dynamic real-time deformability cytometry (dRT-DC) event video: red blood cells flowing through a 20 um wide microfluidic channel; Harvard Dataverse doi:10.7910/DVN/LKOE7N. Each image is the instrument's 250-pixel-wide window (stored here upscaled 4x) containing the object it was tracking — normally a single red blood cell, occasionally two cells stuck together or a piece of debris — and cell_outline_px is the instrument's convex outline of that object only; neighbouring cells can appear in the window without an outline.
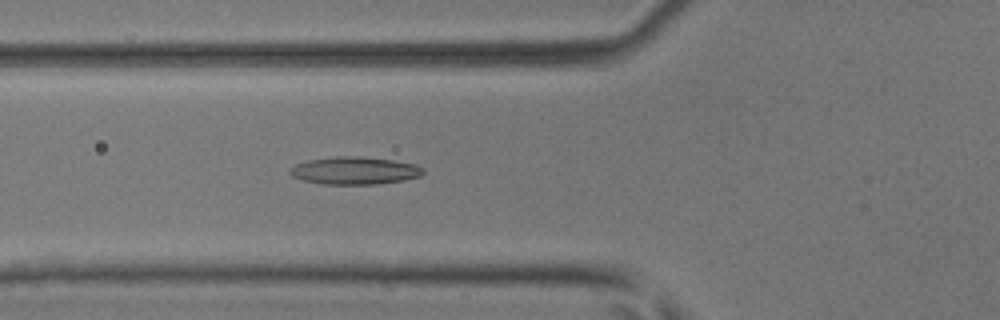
{"species": "common noctule bat (a hibernating species)", "species_latin": "Nyctalus noctula", "temperature_condition": "room temperature", "stored_images_in_passage": 36, "camera_frame_rate_fps": 3000, "um_per_image_px": 0.085, "animal": {"sex": "male", "body_mass_g": 17.9, "forearm_length_mm": 54.2}, "frame": {"image": 1, "passage_image": 12, "time_ms": 3.667, "image_size_px": [1000, 320], "cell_outline_px": [[424, 172], [420, 176], [404, 180], [376, 184], [320, 184], [304, 180], [292, 176], [288, 172], [296, 164], [308, 160], [336, 156], [360, 156], [392, 160], [416, 164], [424, 168]], "centroid_in_image_um": [30.16, 14.5], "position_along_channel_um": 95.6, "area_um2": 21.39}}
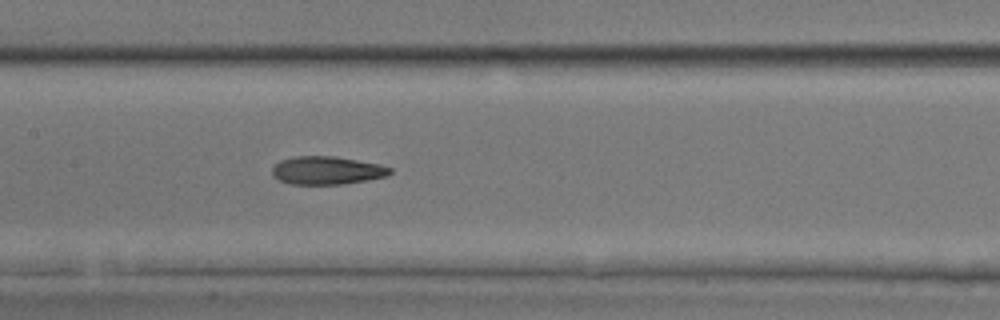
{"frame": {"image": 2, "passage_image": 18, "time_ms": 5.667, "image_size_px": [1000, 320], "cell_outline_px": [[392, 172], [388, 176], [340, 184], [288, 184], [272, 176], [272, 168], [280, 160], [296, 156], [336, 156], [380, 164], [392, 168]], "centroid_in_image_um": [27.78, 14.48], "position_along_channel_um": 179.6, "area_um2": 19.31}}
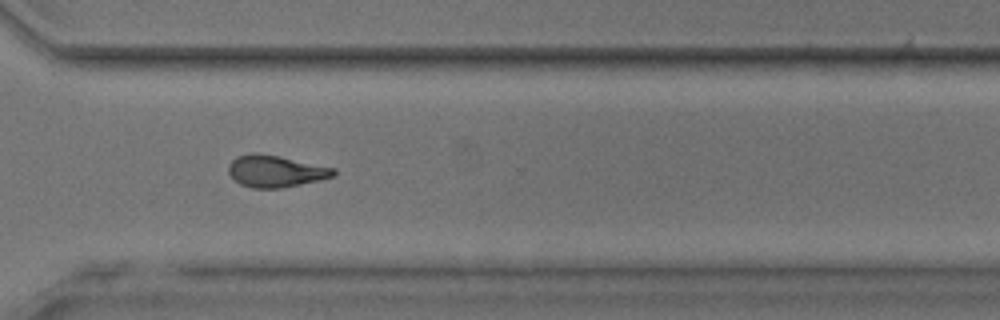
{"frame": {"image": 3, "passage_image": 30, "time_ms": 9.667, "image_size_px": [1000, 320], "cell_outline_px": [[336, 176], [320, 180], [280, 188], [252, 188], [240, 184], [228, 172], [228, 164], [236, 156], [252, 152], [256, 152], [280, 156], [336, 168]], "centroid_in_image_um": [23.43, 14.54], "position_along_channel_um": 347.2, "area_um2": 19.65}, "authors_computed_cell_mechanics": {"area_um2": 19.7098, "velocity_mm_per_s": 4.1941, "shape_relaxation_time_tau1_ms": null, "shape_relaxation_time_tau2_ms": 1.582, "deformation_change_tau1": null, "deformation_change_tau2": 0.095}}